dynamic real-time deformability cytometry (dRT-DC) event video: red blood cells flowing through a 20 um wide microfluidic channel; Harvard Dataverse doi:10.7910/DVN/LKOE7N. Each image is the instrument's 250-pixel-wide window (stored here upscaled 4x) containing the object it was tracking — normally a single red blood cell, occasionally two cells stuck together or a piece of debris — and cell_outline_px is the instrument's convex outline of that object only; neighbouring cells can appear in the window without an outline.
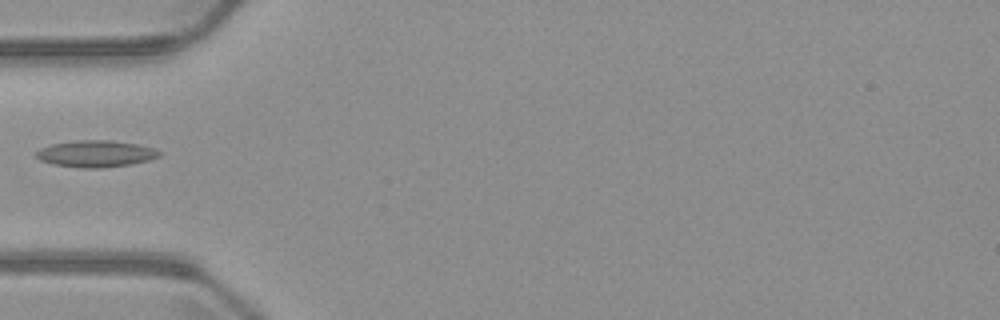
{"species": "common noctule bat (a hibernating species)", "species_latin": "Nyctalus noctula", "temperature_condition": "warm", "stored_images_in_passage": 5, "camera_frame_rate_fps": 3000, "um_per_image_px": 0.085, "animal": {"sex": "male", "body_mass_g": 23.1, "forearm_length_mm": 52.7}, "frame": {"image": 1, "passage_image": 5, "time_ms": 4.667, "image_size_px": [1000, 320], "cell_outline_px": [[160, 156], [148, 160], [128, 164], [100, 168], [80, 168], [52, 164], [40, 160], [36, 156], [36, 152], [40, 148], [52, 144], [76, 140], [112, 140], [136, 144], [152, 148], [160, 152]], "centroid_in_image_um": [8.1, 13.06], "position_along_channel_um": 76.9, "area_um2": 18.96}}